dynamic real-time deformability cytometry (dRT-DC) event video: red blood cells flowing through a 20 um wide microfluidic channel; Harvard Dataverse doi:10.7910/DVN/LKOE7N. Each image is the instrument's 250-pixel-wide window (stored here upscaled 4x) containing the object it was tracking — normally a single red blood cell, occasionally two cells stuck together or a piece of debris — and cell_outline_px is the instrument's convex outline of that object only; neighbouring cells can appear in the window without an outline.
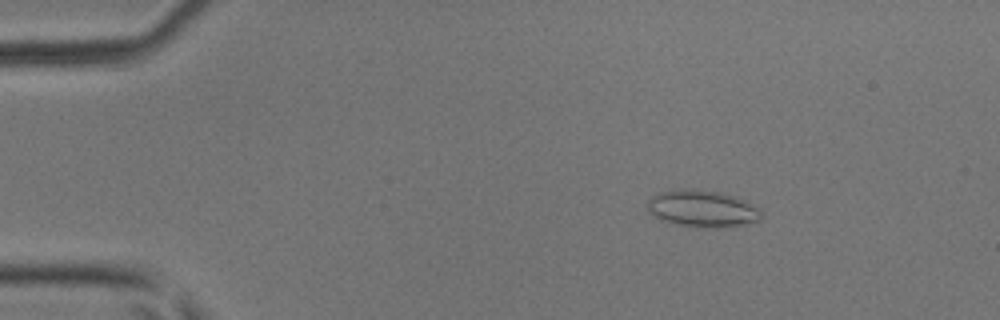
{"species": "common noctule bat (a hibernating species)", "species_latin": "Nyctalus noctula", "temperature_condition": "room temperature", "stored_images_in_passage": 49, "camera_frame_rate_fps": 3000, "um_per_image_px": 0.085, "animal": {"sex": "male", "body_mass_g": 17.9, "forearm_length_mm": 54.2}, "frame": {"image": 1, "passage_image": 8, "time_ms": 2.333, "image_size_px": [1000, 320], "cell_outline_px": [[760, 220], [744, 224], [724, 228], [708, 228], [680, 224], [664, 220], [648, 212], [648, 200], [652, 196], [660, 192], [680, 188], [692, 188], [724, 192], [736, 196], [760, 208]], "centroid_in_image_um": [59.73, 17.71], "position_along_channel_um": 25.3, "area_um2": 24.57}}
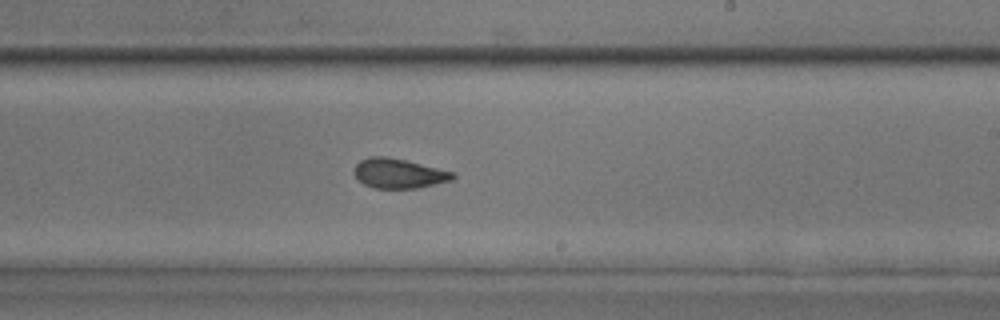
{"frame": {"image": 2, "passage_image": 30, "time_ms": 9.667, "image_size_px": [1000, 320], "cell_outline_px": [[456, 176], [452, 180], [416, 188], [372, 188], [364, 184], [352, 172], [356, 164], [360, 160], [368, 156], [384, 156], [404, 160], [456, 172]], "centroid_in_image_um": [33.88, 14.73], "position_along_channel_um": 255.1, "area_um2": 17.05}}
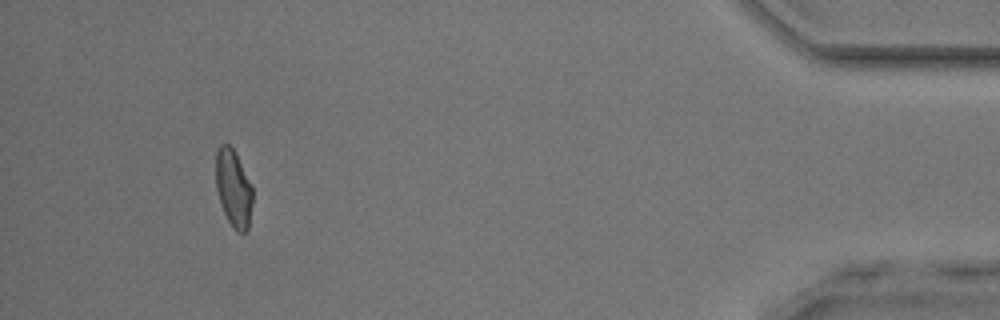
{"frame": {"image": 3, "passage_image": 46, "time_ms": 15.0, "image_size_px": [1000, 320], "cell_outline_px": [[252, 204], [248, 228], [244, 232], [236, 232], [232, 228], [224, 212], [216, 188], [216, 152], [220, 144], [228, 144], [232, 148], [252, 184]], "centroid_in_image_um": [19.84, 16.02], "position_along_channel_um": 415.4, "area_um2": 16.42}, "authors_computed_cell_mechanics": {"area_um2": 17.3978, "velocity_mm_per_s": 4.2065, "shape_relaxation_time_tau1_ms": null, "shape_relaxation_time_tau2_ms": 1.4837, "deformation_change_tau1": null, "deformation_change_tau2": 0.0716}}